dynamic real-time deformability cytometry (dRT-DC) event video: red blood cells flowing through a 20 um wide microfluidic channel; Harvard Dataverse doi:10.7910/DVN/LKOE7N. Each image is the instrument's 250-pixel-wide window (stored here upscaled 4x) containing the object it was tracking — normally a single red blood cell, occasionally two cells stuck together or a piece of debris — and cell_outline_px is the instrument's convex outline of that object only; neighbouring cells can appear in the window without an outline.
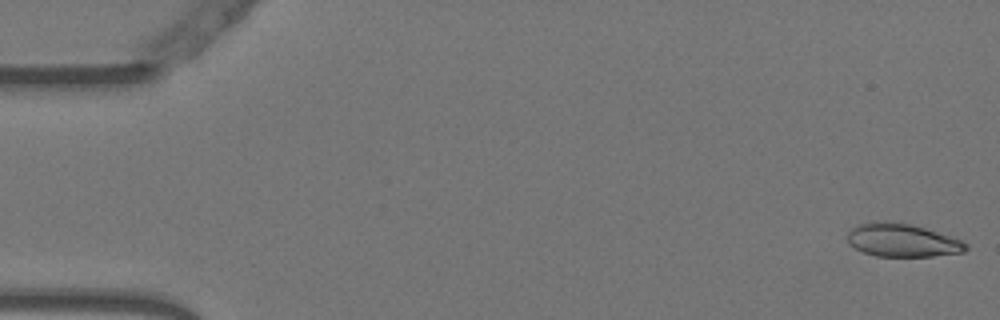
{"species": "Egyptian fruit bat (a non-hibernating species)", "species_latin": "Rousettus aegyptiacus", "temperature_condition": "warm", "stored_images_in_passage": 11, "camera_frame_rate_fps": 3000, "um_per_image_px": 0.085, "animal": {"sex": "female"}, "frame": {"image": 1, "passage_image": 1, "time_ms": 0.0, "image_size_px": [1000, 320], "cell_outline_px": [[968, 248], [964, 252], [932, 256], [876, 256], [864, 252], [848, 244], [848, 232], [852, 228], [860, 224], [876, 220], [888, 220], [912, 224], [960, 240], [968, 244]], "centroid_in_image_um": [76.66, 20.41], "position_along_channel_um": 8.3, "area_um2": 22.83}}